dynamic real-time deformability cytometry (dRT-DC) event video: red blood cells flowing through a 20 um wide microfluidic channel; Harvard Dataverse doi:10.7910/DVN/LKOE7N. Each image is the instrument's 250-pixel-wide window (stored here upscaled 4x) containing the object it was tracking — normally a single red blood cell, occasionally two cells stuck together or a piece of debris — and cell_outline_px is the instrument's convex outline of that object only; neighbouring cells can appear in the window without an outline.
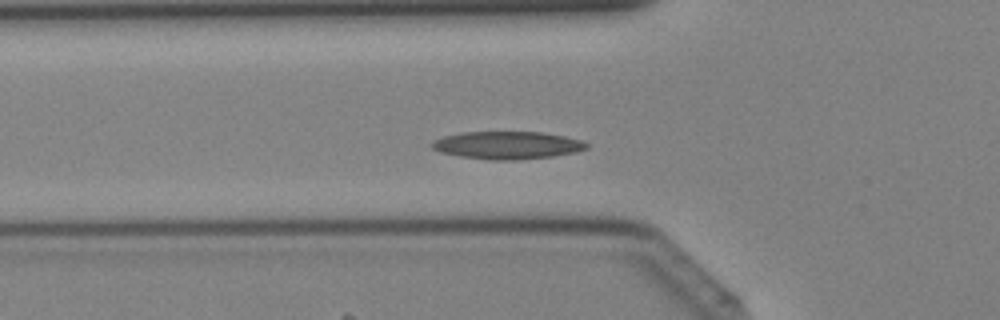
{"species": "Egyptian fruit bat (a non-hibernating species)", "species_latin": "Rousettus aegyptiacus", "temperature_condition": "cold", "stored_images_in_passage": 32, "camera_frame_rate_fps": 3000, "um_per_image_px": 0.085, "animal": {"sex": "female"}, "frame": {"image": 1, "passage_image": 5, "time_ms": 1.333, "image_size_px": [1000, 320], "cell_outline_px": [[588, 148], [576, 152], [552, 156], [516, 160], [488, 160], [460, 156], [440, 152], [432, 148], [432, 140], [444, 136], [464, 132], [540, 132], [564, 136], [580, 140], [588, 144]], "centroid_in_image_um": [43.11, 12.35], "position_along_channel_um": 82.7, "area_um2": 24.85}}
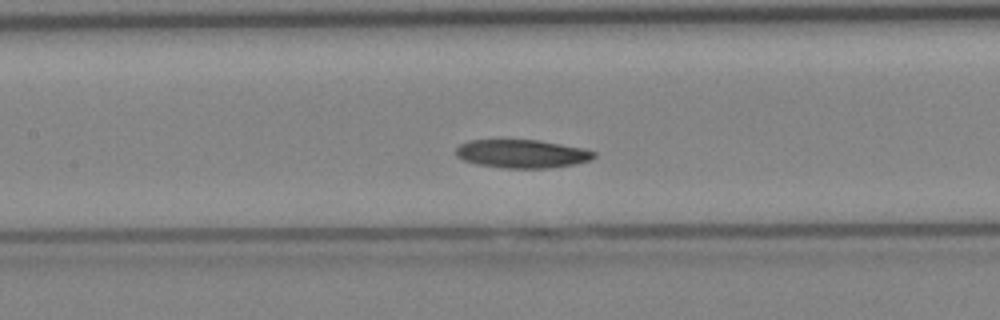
{"frame": {"image": 2, "passage_image": 10, "time_ms": 3.0, "image_size_px": [1000, 320], "cell_outline_px": [[596, 156], [592, 160], [576, 164], [552, 168], [504, 168], [476, 164], [464, 160], [456, 156], [456, 148], [460, 144], [468, 140], [540, 140], [584, 148], [596, 152]], "centroid_in_image_um": [44.41, 13.07], "position_along_channel_um": 163.0, "area_um2": 23.06}}
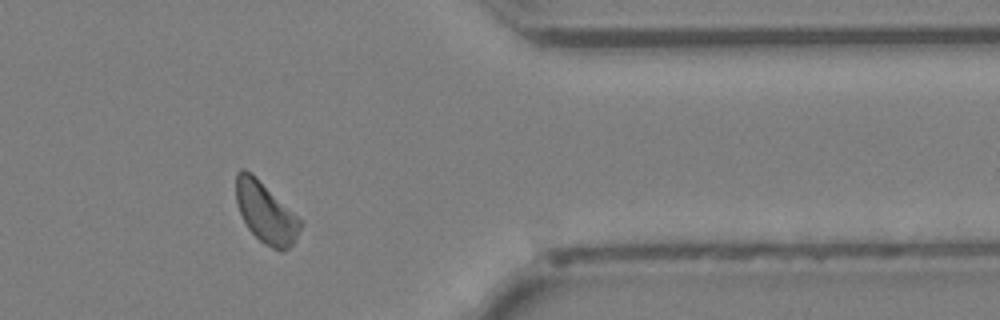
{"frame": {"image": 3, "passage_image": 25, "time_ms": 8.0, "image_size_px": [1000, 320], "cell_outline_px": [[304, 224], [292, 244], [284, 252], [280, 252], [264, 244], [248, 228], [240, 212], [236, 200], [236, 172], [240, 168], [244, 168], [252, 172]], "centroid_in_image_um": [22.57, 18.07], "position_along_channel_um": 388.8, "area_um2": 22.54}}